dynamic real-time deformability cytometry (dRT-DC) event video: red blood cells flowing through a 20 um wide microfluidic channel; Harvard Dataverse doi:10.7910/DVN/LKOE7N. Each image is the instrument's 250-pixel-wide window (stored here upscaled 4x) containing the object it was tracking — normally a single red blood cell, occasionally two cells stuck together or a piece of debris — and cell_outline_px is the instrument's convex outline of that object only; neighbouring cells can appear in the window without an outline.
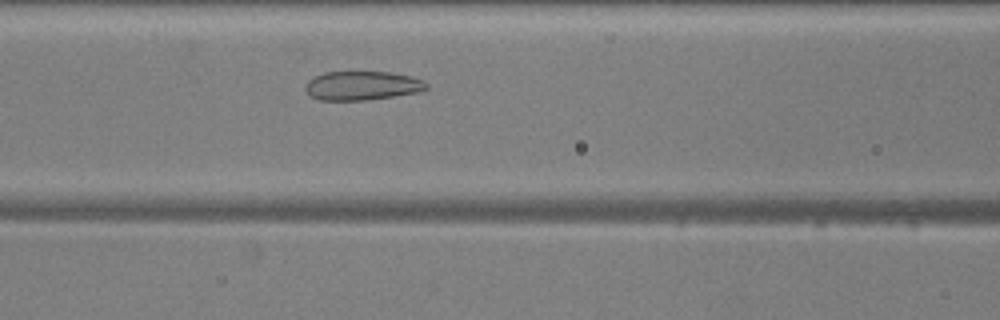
{"species": "common noctule bat (a hibernating species)", "species_latin": "Nyctalus noctula", "temperature_condition": "warm", "stored_images_in_passage": 35, "camera_frame_rate_fps": 3000, "um_per_image_px": 0.085, "animal": {"sex": "male", "body_mass_g": 20.5, "forearm_length_mm": 52.5}, "frame": {"image": 1, "passage_image": 14, "time_ms": 4.333, "image_size_px": [1000, 320], "cell_outline_px": [[428, 88], [416, 92], [368, 100], [320, 100], [312, 96], [304, 88], [304, 84], [308, 80], [324, 72], [388, 72], [412, 76], [428, 84]], "centroid_in_image_um": [30.75, 7.28], "position_along_channel_um": 135.8, "area_um2": 20.23}}
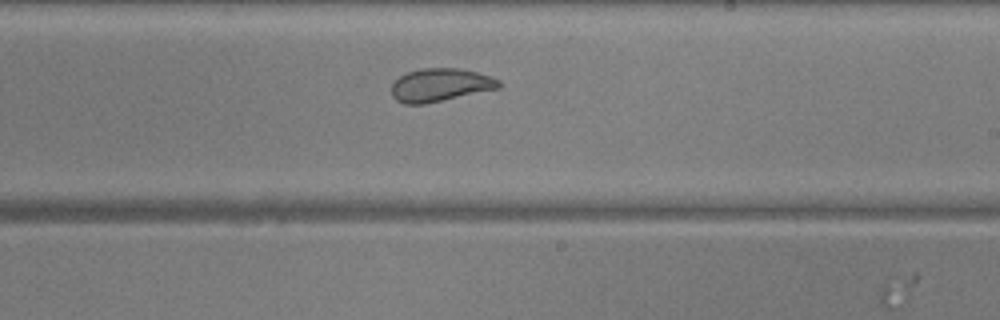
{"frame": {"image": 2, "passage_image": 23, "time_ms": 7.333, "image_size_px": [1000, 320], "cell_outline_px": [[500, 88], [424, 104], [404, 104], [396, 100], [392, 96], [392, 84], [400, 76], [408, 72], [424, 68], [460, 68], [476, 72], [500, 80]], "centroid_in_image_um": [37.41, 7.23], "position_along_channel_um": 251.6, "area_um2": 20.52}}
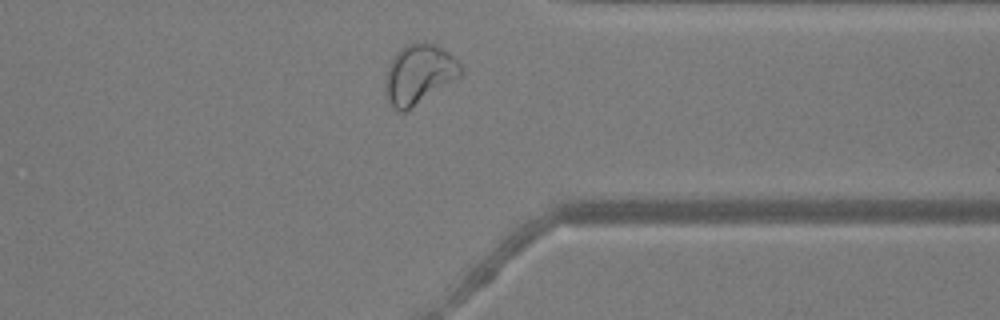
{"frame": {"image": 3, "passage_image": 33, "time_ms": 10.667, "image_size_px": [1000, 320], "cell_outline_px": [[464, 72], [460, 76], [404, 112], [400, 112], [388, 100], [384, 92], [384, 80], [388, 68], [396, 52], [400, 48], [408, 44], [432, 44], [448, 52], [460, 64]], "centroid_in_image_um": [35.59, 6.32], "position_along_channel_um": 375.8, "area_um2": 25.49}, "authors_computed_cell_mechanics": {"area_um2": 21.1548, "velocity_mm_per_s": 3.8643, "shape_relaxation_time_tau1_ms": 3.573, "shape_relaxation_time_tau2_ms": 0.9971, "deformation_change_tau1": 0.108, "deformation_change_tau2": 0.0697}}